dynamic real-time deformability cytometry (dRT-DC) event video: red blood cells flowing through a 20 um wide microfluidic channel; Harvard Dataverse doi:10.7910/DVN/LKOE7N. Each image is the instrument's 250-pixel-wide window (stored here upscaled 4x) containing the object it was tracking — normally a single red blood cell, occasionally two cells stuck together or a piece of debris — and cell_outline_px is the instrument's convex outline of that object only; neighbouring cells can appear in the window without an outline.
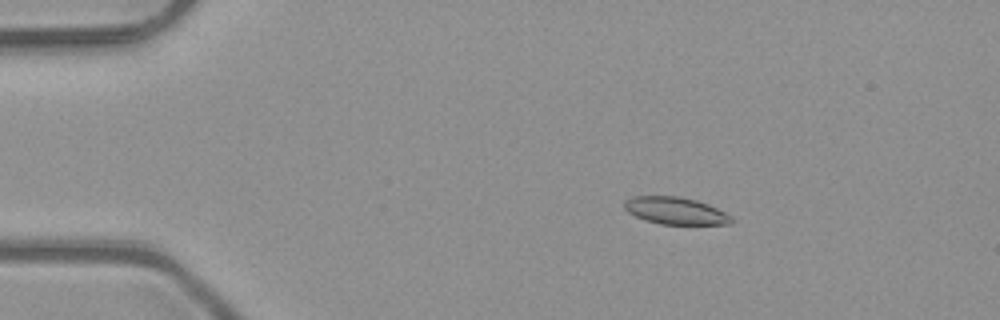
{"species": "common noctule bat (a hibernating species)", "species_latin": "Nyctalus noctula", "temperature_condition": "room temperature", "stored_images_in_passage": 5, "camera_frame_rate_fps": 3000, "um_per_image_px": 0.085, "animal": {"sex": "male", "body_mass_g": 23.1, "forearm_length_mm": 52.7}, "frame": {"image": 1, "passage_image": 2, "time_ms": 0.333, "image_size_px": [1000, 320], "cell_outline_px": [[732, 224], [660, 224], [636, 216], [628, 212], [624, 208], [624, 200], [632, 196], [680, 196], [696, 200], [708, 204], [732, 216]], "centroid_in_image_um": [57.41, 17.9], "position_along_channel_um": 27.6, "area_um2": 16.88}}
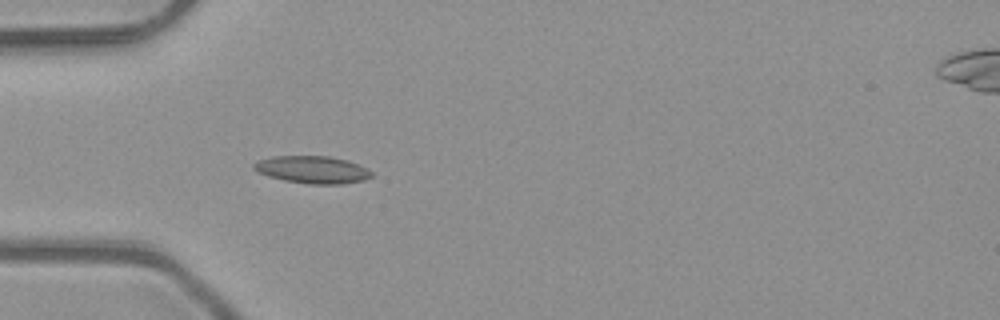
{"frame": {"image": 2, "passage_image": 4, "time_ms": 1.0, "image_size_px": [1000, 320], "cell_outline_px": [[372, 176], [364, 180], [340, 184], [308, 184], [284, 180], [268, 176], [252, 168], [252, 164], [256, 160], [272, 156], [328, 156], [348, 160], [372, 172]], "centroid_in_image_um": [26.51, 14.41], "position_along_channel_um": 58.5, "area_um2": 18.73}}